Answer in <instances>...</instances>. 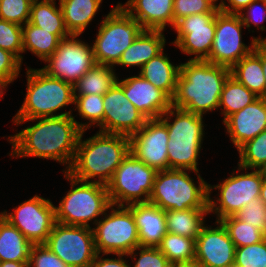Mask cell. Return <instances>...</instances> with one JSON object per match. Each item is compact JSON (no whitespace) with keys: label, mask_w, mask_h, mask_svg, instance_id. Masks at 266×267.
Returning a JSON list of instances; mask_svg holds the SVG:
<instances>
[{"label":"cell","mask_w":266,"mask_h":267,"mask_svg":"<svg viewBox=\"0 0 266 267\" xmlns=\"http://www.w3.org/2000/svg\"><path fill=\"white\" fill-rule=\"evenodd\" d=\"M75 110H78L81 118L89 122H77L78 127L82 131H86L91 126H99V132L103 133V95L90 94V95H74Z\"/></svg>","instance_id":"cell-36"},{"label":"cell","mask_w":266,"mask_h":267,"mask_svg":"<svg viewBox=\"0 0 266 267\" xmlns=\"http://www.w3.org/2000/svg\"><path fill=\"white\" fill-rule=\"evenodd\" d=\"M215 228L204 225L195 240V260L204 267L234 266L236 246L227 229L216 220Z\"/></svg>","instance_id":"cell-18"},{"label":"cell","mask_w":266,"mask_h":267,"mask_svg":"<svg viewBox=\"0 0 266 267\" xmlns=\"http://www.w3.org/2000/svg\"><path fill=\"white\" fill-rule=\"evenodd\" d=\"M223 123L230 141L238 149L266 130V98L258 97L251 104L230 115Z\"/></svg>","instance_id":"cell-20"},{"label":"cell","mask_w":266,"mask_h":267,"mask_svg":"<svg viewBox=\"0 0 266 267\" xmlns=\"http://www.w3.org/2000/svg\"><path fill=\"white\" fill-rule=\"evenodd\" d=\"M202 141H175L169 138L167 143L169 169H186L199 172L198 156Z\"/></svg>","instance_id":"cell-34"},{"label":"cell","mask_w":266,"mask_h":267,"mask_svg":"<svg viewBox=\"0 0 266 267\" xmlns=\"http://www.w3.org/2000/svg\"><path fill=\"white\" fill-rule=\"evenodd\" d=\"M55 205L50 199L35 195L29 200L20 203L13 212H0L10 224L19 229L33 244H45L55 220Z\"/></svg>","instance_id":"cell-13"},{"label":"cell","mask_w":266,"mask_h":267,"mask_svg":"<svg viewBox=\"0 0 266 267\" xmlns=\"http://www.w3.org/2000/svg\"><path fill=\"white\" fill-rule=\"evenodd\" d=\"M208 214L209 208L165 211L167 232L196 240Z\"/></svg>","instance_id":"cell-30"},{"label":"cell","mask_w":266,"mask_h":267,"mask_svg":"<svg viewBox=\"0 0 266 267\" xmlns=\"http://www.w3.org/2000/svg\"><path fill=\"white\" fill-rule=\"evenodd\" d=\"M237 219L250 223L265 234L266 206L260 198H254L234 215Z\"/></svg>","instance_id":"cell-43"},{"label":"cell","mask_w":266,"mask_h":267,"mask_svg":"<svg viewBox=\"0 0 266 267\" xmlns=\"http://www.w3.org/2000/svg\"><path fill=\"white\" fill-rule=\"evenodd\" d=\"M210 2H212L217 8H220L222 3L224 2V0H221L220 3H216L218 0H209Z\"/></svg>","instance_id":"cell-56"},{"label":"cell","mask_w":266,"mask_h":267,"mask_svg":"<svg viewBox=\"0 0 266 267\" xmlns=\"http://www.w3.org/2000/svg\"><path fill=\"white\" fill-rule=\"evenodd\" d=\"M174 0H128L118 3L144 30L164 31L166 25L174 27ZM135 12V13H134Z\"/></svg>","instance_id":"cell-22"},{"label":"cell","mask_w":266,"mask_h":267,"mask_svg":"<svg viewBox=\"0 0 266 267\" xmlns=\"http://www.w3.org/2000/svg\"><path fill=\"white\" fill-rule=\"evenodd\" d=\"M234 266L266 267V237L261 242L236 247Z\"/></svg>","instance_id":"cell-40"},{"label":"cell","mask_w":266,"mask_h":267,"mask_svg":"<svg viewBox=\"0 0 266 267\" xmlns=\"http://www.w3.org/2000/svg\"><path fill=\"white\" fill-rule=\"evenodd\" d=\"M258 98L252 91L231 75L227 78L220 95L219 108L224 115L223 122Z\"/></svg>","instance_id":"cell-33"},{"label":"cell","mask_w":266,"mask_h":267,"mask_svg":"<svg viewBox=\"0 0 266 267\" xmlns=\"http://www.w3.org/2000/svg\"><path fill=\"white\" fill-rule=\"evenodd\" d=\"M84 133L85 130L80 134L75 158L67 173L79 181L107 185L130 152V138L122 134L97 132L83 140Z\"/></svg>","instance_id":"cell-3"},{"label":"cell","mask_w":266,"mask_h":267,"mask_svg":"<svg viewBox=\"0 0 266 267\" xmlns=\"http://www.w3.org/2000/svg\"><path fill=\"white\" fill-rule=\"evenodd\" d=\"M186 171H157L149 202L164 211L208 208V183L196 172L197 186Z\"/></svg>","instance_id":"cell-5"},{"label":"cell","mask_w":266,"mask_h":267,"mask_svg":"<svg viewBox=\"0 0 266 267\" xmlns=\"http://www.w3.org/2000/svg\"><path fill=\"white\" fill-rule=\"evenodd\" d=\"M110 65L95 64L74 84V95H104L118 81Z\"/></svg>","instance_id":"cell-31"},{"label":"cell","mask_w":266,"mask_h":267,"mask_svg":"<svg viewBox=\"0 0 266 267\" xmlns=\"http://www.w3.org/2000/svg\"><path fill=\"white\" fill-rule=\"evenodd\" d=\"M262 67L265 75V98H266V49L262 46Z\"/></svg>","instance_id":"cell-52"},{"label":"cell","mask_w":266,"mask_h":267,"mask_svg":"<svg viewBox=\"0 0 266 267\" xmlns=\"http://www.w3.org/2000/svg\"><path fill=\"white\" fill-rule=\"evenodd\" d=\"M29 23L55 34L60 40L70 36L60 4L57 7L55 0H33Z\"/></svg>","instance_id":"cell-28"},{"label":"cell","mask_w":266,"mask_h":267,"mask_svg":"<svg viewBox=\"0 0 266 267\" xmlns=\"http://www.w3.org/2000/svg\"><path fill=\"white\" fill-rule=\"evenodd\" d=\"M244 27L238 14H228L219 10L215 17L213 46L206 61L231 69L252 52L263 37H252L250 46L245 45L241 35Z\"/></svg>","instance_id":"cell-12"},{"label":"cell","mask_w":266,"mask_h":267,"mask_svg":"<svg viewBox=\"0 0 266 267\" xmlns=\"http://www.w3.org/2000/svg\"><path fill=\"white\" fill-rule=\"evenodd\" d=\"M29 261H5L0 262V267H28Z\"/></svg>","instance_id":"cell-50"},{"label":"cell","mask_w":266,"mask_h":267,"mask_svg":"<svg viewBox=\"0 0 266 267\" xmlns=\"http://www.w3.org/2000/svg\"><path fill=\"white\" fill-rule=\"evenodd\" d=\"M21 63L14 54L0 48V79L12 83L19 76Z\"/></svg>","instance_id":"cell-47"},{"label":"cell","mask_w":266,"mask_h":267,"mask_svg":"<svg viewBox=\"0 0 266 267\" xmlns=\"http://www.w3.org/2000/svg\"><path fill=\"white\" fill-rule=\"evenodd\" d=\"M175 267H204V266L197 260H193L188 262L176 263Z\"/></svg>","instance_id":"cell-51"},{"label":"cell","mask_w":266,"mask_h":267,"mask_svg":"<svg viewBox=\"0 0 266 267\" xmlns=\"http://www.w3.org/2000/svg\"><path fill=\"white\" fill-rule=\"evenodd\" d=\"M45 245L69 267H91L97 255L92 227L56 222Z\"/></svg>","instance_id":"cell-11"},{"label":"cell","mask_w":266,"mask_h":267,"mask_svg":"<svg viewBox=\"0 0 266 267\" xmlns=\"http://www.w3.org/2000/svg\"><path fill=\"white\" fill-rule=\"evenodd\" d=\"M216 14H193L175 23L173 29L177 32V37L172 44L186 55H195L189 60L209 58L215 36Z\"/></svg>","instance_id":"cell-15"},{"label":"cell","mask_w":266,"mask_h":267,"mask_svg":"<svg viewBox=\"0 0 266 267\" xmlns=\"http://www.w3.org/2000/svg\"><path fill=\"white\" fill-rule=\"evenodd\" d=\"M27 93L13 120L72 115V110L57 113L74 104V85L49 76L42 69L28 68Z\"/></svg>","instance_id":"cell-4"},{"label":"cell","mask_w":266,"mask_h":267,"mask_svg":"<svg viewBox=\"0 0 266 267\" xmlns=\"http://www.w3.org/2000/svg\"><path fill=\"white\" fill-rule=\"evenodd\" d=\"M8 83L0 79V98L2 99V95L4 94V89L7 87Z\"/></svg>","instance_id":"cell-54"},{"label":"cell","mask_w":266,"mask_h":267,"mask_svg":"<svg viewBox=\"0 0 266 267\" xmlns=\"http://www.w3.org/2000/svg\"><path fill=\"white\" fill-rule=\"evenodd\" d=\"M64 177L70 182L71 189L55 207L56 222L70 226L91 227L89 222L94 224L99 220V216L110 210L107 186L94 183L83 182L74 179L64 171Z\"/></svg>","instance_id":"cell-6"},{"label":"cell","mask_w":266,"mask_h":267,"mask_svg":"<svg viewBox=\"0 0 266 267\" xmlns=\"http://www.w3.org/2000/svg\"><path fill=\"white\" fill-rule=\"evenodd\" d=\"M241 170H246V173L240 174ZM247 170L238 166L237 172L233 171L231 176L220 184L215 186L208 184L209 213H215L217 221L235 215L254 198H260L261 185L264 179L259 170L252 169V172H247ZM213 189L220 191L217 200H212L210 197Z\"/></svg>","instance_id":"cell-10"},{"label":"cell","mask_w":266,"mask_h":267,"mask_svg":"<svg viewBox=\"0 0 266 267\" xmlns=\"http://www.w3.org/2000/svg\"><path fill=\"white\" fill-rule=\"evenodd\" d=\"M28 267H69L45 244L32 245Z\"/></svg>","instance_id":"cell-45"},{"label":"cell","mask_w":266,"mask_h":267,"mask_svg":"<svg viewBox=\"0 0 266 267\" xmlns=\"http://www.w3.org/2000/svg\"><path fill=\"white\" fill-rule=\"evenodd\" d=\"M218 11L219 8L209 0H174V25L178 20L193 14L217 13Z\"/></svg>","instance_id":"cell-42"},{"label":"cell","mask_w":266,"mask_h":267,"mask_svg":"<svg viewBox=\"0 0 266 267\" xmlns=\"http://www.w3.org/2000/svg\"><path fill=\"white\" fill-rule=\"evenodd\" d=\"M138 229L141 247H157L167 233L165 211L150 202L127 205Z\"/></svg>","instance_id":"cell-21"},{"label":"cell","mask_w":266,"mask_h":267,"mask_svg":"<svg viewBox=\"0 0 266 267\" xmlns=\"http://www.w3.org/2000/svg\"><path fill=\"white\" fill-rule=\"evenodd\" d=\"M33 0H0V19L21 26L29 22Z\"/></svg>","instance_id":"cell-41"},{"label":"cell","mask_w":266,"mask_h":267,"mask_svg":"<svg viewBox=\"0 0 266 267\" xmlns=\"http://www.w3.org/2000/svg\"><path fill=\"white\" fill-rule=\"evenodd\" d=\"M166 39L161 30H143L132 44L123 52L115 65L137 66L145 63L164 50Z\"/></svg>","instance_id":"cell-23"},{"label":"cell","mask_w":266,"mask_h":267,"mask_svg":"<svg viewBox=\"0 0 266 267\" xmlns=\"http://www.w3.org/2000/svg\"><path fill=\"white\" fill-rule=\"evenodd\" d=\"M36 120L33 126L8 136L12 144L11 156L51 159L66 166L67 172L75 158L78 139L82 130L73 115L39 117L27 120H12L14 124Z\"/></svg>","instance_id":"cell-1"},{"label":"cell","mask_w":266,"mask_h":267,"mask_svg":"<svg viewBox=\"0 0 266 267\" xmlns=\"http://www.w3.org/2000/svg\"><path fill=\"white\" fill-rule=\"evenodd\" d=\"M262 175V178L266 180V163L258 169Z\"/></svg>","instance_id":"cell-55"},{"label":"cell","mask_w":266,"mask_h":267,"mask_svg":"<svg viewBox=\"0 0 266 267\" xmlns=\"http://www.w3.org/2000/svg\"><path fill=\"white\" fill-rule=\"evenodd\" d=\"M173 116L174 121L170 122ZM159 119L166 125L169 138L175 141H203V115L170 107Z\"/></svg>","instance_id":"cell-24"},{"label":"cell","mask_w":266,"mask_h":267,"mask_svg":"<svg viewBox=\"0 0 266 267\" xmlns=\"http://www.w3.org/2000/svg\"><path fill=\"white\" fill-rule=\"evenodd\" d=\"M231 76L258 97L265 98V75L262 67V45L243 57L231 69Z\"/></svg>","instance_id":"cell-25"},{"label":"cell","mask_w":266,"mask_h":267,"mask_svg":"<svg viewBox=\"0 0 266 267\" xmlns=\"http://www.w3.org/2000/svg\"><path fill=\"white\" fill-rule=\"evenodd\" d=\"M157 248L173 265L195 260V239L167 232Z\"/></svg>","instance_id":"cell-35"},{"label":"cell","mask_w":266,"mask_h":267,"mask_svg":"<svg viewBox=\"0 0 266 267\" xmlns=\"http://www.w3.org/2000/svg\"><path fill=\"white\" fill-rule=\"evenodd\" d=\"M104 254L97 253L95 259L92 262L91 267H131L127 261L123 258L128 257L126 254H116L118 258H102Z\"/></svg>","instance_id":"cell-48"},{"label":"cell","mask_w":266,"mask_h":267,"mask_svg":"<svg viewBox=\"0 0 266 267\" xmlns=\"http://www.w3.org/2000/svg\"><path fill=\"white\" fill-rule=\"evenodd\" d=\"M228 4L224 1L219 8L220 11L228 14H238L246 8L251 2L256 0H227Z\"/></svg>","instance_id":"cell-49"},{"label":"cell","mask_w":266,"mask_h":267,"mask_svg":"<svg viewBox=\"0 0 266 267\" xmlns=\"http://www.w3.org/2000/svg\"><path fill=\"white\" fill-rule=\"evenodd\" d=\"M230 75V68L206 60L181 63L172 107L199 115L218 109L223 86Z\"/></svg>","instance_id":"cell-2"},{"label":"cell","mask_w":266,"mask_h":267,"mask_svg":"<svg viewBox=\"0 0 266 267\" xmlns=\"http://www.w3.org/2000/svg\"><path fill=\"white\" fill-rule=\"evenodd\" d=\"M110 206V213L92 228L97 253L128 254L140 246L138 229L132 211L127 206Z\"/></svg>","instance_id":"cell-9"},{"label":"cell","mask_w":266,"mask_h":267,"mask_svg":"<svg viewBox=\"0 0 266 267\" xmlns=\"http://www.w3.org/2000/svg\"><path fill=\"white\" fill-rule=\"evenodd\" d=\"M260 200L265 204L266 206V180H263V183L261 185V191H260Z\"/></svg>","instance_id":"cell-53"},{"label":"cell","mask_w":266,"mask_h":267,"mask_svg":"<svg viewBox=\"0 0 266 267\" xmlns=\"http://www.w3.org/2000/svg\"><path fill=\"white\" fill-rule=\"evenodd\" d=\"M137 250L140 252L135 253ZM127 255L135 262L133 267H170L172 265L157 247L139 246ZM136 255L139 257L137 258Z\"/></svg>","instance_id":"cell-44"},{"label":"cell","mask_w":266,"mask_h":267,"mask_svg":"<svg viewBox=\"0 0 266 267\" xmlns=\"http://www.w3.org/2000/svg\"><path fill=\"white\" fill-rule=\"evenodd\" d=\"M77 37L61 39L57 50L45 61L48 65L41 68L49 76L72 85L96 64L92 46Z\"/></svg>","instance_id":"cell-14"},{"label":"cell","mask_w":266,"mask_h":267,"mask_svg":"<svg viewBox=\"0 0 266 267\" xmlns=\"http://www.w3.org/2000/svg\"><path fill=\"white\" fill-rule=\"evenodd\" d=\"M162 50L159 54L145 63L139 75L151 82L156 88L164 91L171 99L176 92L180 64L173 65Z\"/></svg>","instance_id":"cell-26"},{"label":"cell","mask_w":266,"mask_h":267,"mask_svg":"<svg viewBox=\"0 0 266 267\" xmlns=\"http://www.w3.org/2000/svg\"><path fill=\"white\" fill-rule=\"evenodd\" d=\"M130 152L156 171L169 169L168 129L159 119H147L138 132L130 137Z\"/></svg>","instance_id":"cell-16"},{"label":"cell","mask_w":266,"mask_h":267,"mask_svg":"<svg viewBox=\"0 0 266 267\" xmlns=\"http://www.w3.org/2000/svg\"><path fill=\"white\" fill-rule=\"evenodd\" d=\"M143 30L140 22L117 4L101 21L93 43L96 64L114 67L123 52Z\"/></svg>","instance_id":"cell-7"},{"label":"cell","mask_w":266,"mask_h":267,"mask_svg":"<svg viewBox=\"0 0 266 267\" xmlns=\"http://www.w3.org/2000/svg\"><path fill=\"white\" fill-rule=\"evenodd\" d=\"M228 231L230 239L236 247L261 242L265 234L252 224L237 219L234 215L220 220Z\"/></svg>","instance_id":"cell-37"},{"label":"cell","mask_w":266,"mask_h":267,"mask_svg":"<svg viewBox=\"0 0 266 267\" xmlns=\"http://www.w3.org/2000/svg\"><path fill=\"white\" fill-rule=\"evenodd\" d=\"M237 151L240 157L238 166L258 170L266 163V130L245 142Z\"/></svg>","instance_id":"cell-38"},{"label":"cell","mask_w":266,"mask_h":267,"mask_svg":"<svg viewBox=\"0 0 266 267\" xmlns=\"http://www.w3.org/2000/svg\"><path fill=\"white\" fill-rule=\"evenodd\" d=\"M156 173L154 168L129 152L106 185L111 205L127 206L149 202Z\"/></svg>","instance_id":"cell-8"},{"label":"cell","mask_w":266,"mask_h":267,"mask_svg":"<svg viewBox=\"0 0 266 267\" xmlns=\"http://www.w3.org/2000/svg\"><path fill=\"white\" fill-rule=\"evenodd\" d=\"M32 243L0 215V262L29 261Z\"/></svg>","instance_id":"cell-29"},{"label":"cell","mask_w":266,"mask_h":267,"mask_svg":"<svg viewBox=\"0 0 266 267\" xmlns=\"http://www.w3.org/2000/svg\"><path fill=\"white\" fill-rule=\"evenodd\" d=\"M238 15L247 29L254 24V26L257 27V30L259 29L262 32L266 30L262 23L266 21V0H256L251 2L246 8L238 13ZM259 24L261 25L259 26Z\"/></svg>","instance_id":"cell-46"},{"label":"cell","mask_w":266,"mask_h":267,"mask_svg":"<svg viewBox=\"0 0 266 267\" xmlns=\"http://www.w3.org/2000/svg\"><path fill=\"white\" fill-rule=\"evenodd\" d=\"M117 84L123 89L129 101L147 118H160L170 107L172 99L161 89L140 75L120 80Z\"/></svg>","instance_id":"cell-19"},{"label":"cell","mask_w":266,"mask_h":267,"mask_svg":"<svg viewBox=\"0 0 266 267\" xmlns=\"http://www.w3.org/2000/svg\"><path fill=\"white\" fill-rule=\"evenodd\" d=\"M23 53L31 51L40 60L46 61L58 48L60 39L52 33L29 22L22 26Z\"/></svg>","instance_id":"cell-32"},{"label":"cell","mask_w":266,"mask_h":267,"mask_svg":"<svg viewBox=\"0 0 266 267\" xmlns=\"http://www.w3.org/2000/svg\"><path fill=\"white\" fill-rule=\"evenodd\" d=\"M259 43L266 49V37L262 38Z\"/></svg>","instance_id":"cell-57"},{"label":"cell","mask_w":266,"mask_h":267,"mask_svg":"<svg viewBox=\"0 0 266 267\" xmlns=\"http://www.w3.org/2000/svg\"><path fill=\"white\" fill-rule=\"evenodd\" d=\"M103 133L131 136L147 118L129 101L116 83L103 95Z\"/></svg>","instance_id":"cell-17"},{"label":"cell","mask_w":266,"mask_h":267,"mask_svg":"<svg viewBox=\"0 0 266 267\" xmlns=\"http://www.w3.org/2000/svg\"><path fill=\"white\" fill-rule=\"evenodd\" d=\"M64 24L70 35H81L88 27L102 0H58Z\"/></svg>","instance_id":"cell-27"},{"label":"cell","mask_w":266,"mask_h":267,"mask_svg":"<svg viewBox=\"0 0 266 267\" xmlns=\"http://www.w3.org/2000/svg\"><path fill=\"white\" fill-rule=\"evenodd\" d=\"M0 48L23 60L22 26L0 19Z\"/></svg>","instance_id":"cell-39"}]
</instances>
